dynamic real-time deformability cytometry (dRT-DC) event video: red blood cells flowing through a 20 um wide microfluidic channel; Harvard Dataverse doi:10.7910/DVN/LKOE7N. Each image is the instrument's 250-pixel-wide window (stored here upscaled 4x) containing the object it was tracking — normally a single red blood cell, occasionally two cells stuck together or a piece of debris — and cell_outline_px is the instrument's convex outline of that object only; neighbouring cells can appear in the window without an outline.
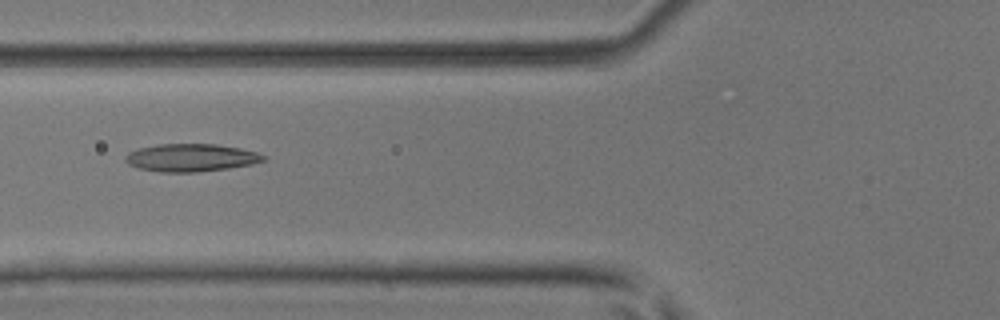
{"species": "common noctule bat (a hibernating species)", "species_latin": "Nyctalus noctula", "temperature_condition": "room temperature", "stored_images_in_passage": 5, "camera_frame_rate_fps": 3000, "um_per_image_px": 0.085, "animal": {"sex": "male", "body_mass_g": 17.9, "forearm_length_mm": 54.2}, "frame": {"image": 1, "passage_image": 5, "time_ms": 1.333, "image_size_px": [1000, 320], "cell_outline_px": [[268, 160], [252, 164], [228, 168], [196, 172], [160, 172], [140, 168], [128, 164], [124, 160], [124, 156], [128, 152], [136, 148], [156, 144], [216, 144], [240, 148], [256, 152], [268, 156]], "centroid_in_image_um": [16.23, 13.39], "position_along_channel_um": 109.6, "area_um2": 22.54}}